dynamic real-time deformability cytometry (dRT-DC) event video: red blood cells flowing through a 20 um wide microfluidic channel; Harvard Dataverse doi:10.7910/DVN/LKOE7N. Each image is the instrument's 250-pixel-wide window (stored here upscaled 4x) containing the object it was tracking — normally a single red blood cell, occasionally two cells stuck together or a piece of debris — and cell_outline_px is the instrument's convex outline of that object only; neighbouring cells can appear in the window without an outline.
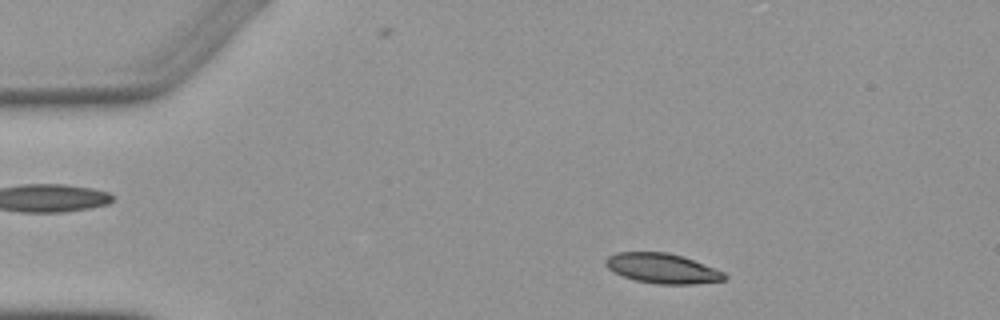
{"species": "Egyptian fruit bat (a non-hibernating species)", "species_latin": "Rousettus aegyptiacus", "temperature_condition": "warm", "stored_images_in_passage": 3, "camera_frame_rate_fps": 3000, "um_per_image_px": 0.085, "animal": {"sex": "female"}, "frame": {"image": 1, "passage_image": 1, "time_ms": 0.0, "image_size_px": [1000, 320], "cell_outline_px": [[728, 276], [724, 280], [692, 284], [656, 284], [636, 280], [624, 276], [608, 268], [604, 264], [604, 260], [608, 256], [616, 252], [668, 252], [684, 256], [724, 272]], "centroid_in_image_um": [56.3, 22.8], "position_along_channel_um": 28.7, "area_um2": 20.69}}
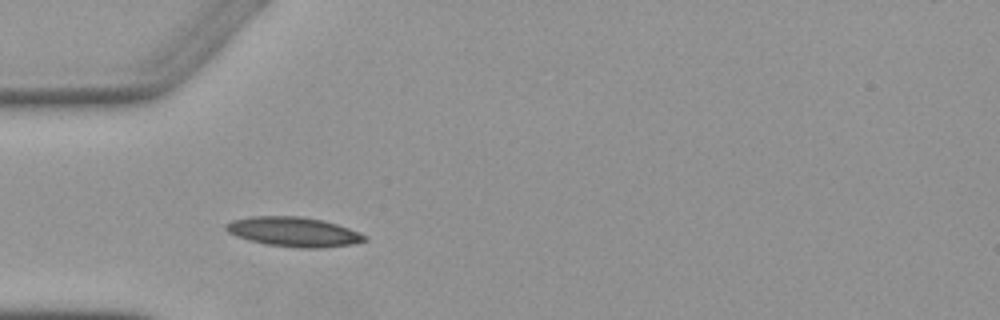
{"frame": {"image": 2, "passage_image": 3, "time_ms": 2.333, "image_size_px": [1000, 320], "cell_outline_px": [[368, 240], [352, 244], [320, 248], [296, 248], [268, 244], [248, 240], [236, 236], [228, 232], [224, 228], [224, 224], [232, 220], [252, 216], [300, 216], [324, 220], [348, 228], [368, 236]], "centroid_in_image_um": [24.95, 19.7], "position_along_channel_um": 60.0, "area_um2": 23.99}}